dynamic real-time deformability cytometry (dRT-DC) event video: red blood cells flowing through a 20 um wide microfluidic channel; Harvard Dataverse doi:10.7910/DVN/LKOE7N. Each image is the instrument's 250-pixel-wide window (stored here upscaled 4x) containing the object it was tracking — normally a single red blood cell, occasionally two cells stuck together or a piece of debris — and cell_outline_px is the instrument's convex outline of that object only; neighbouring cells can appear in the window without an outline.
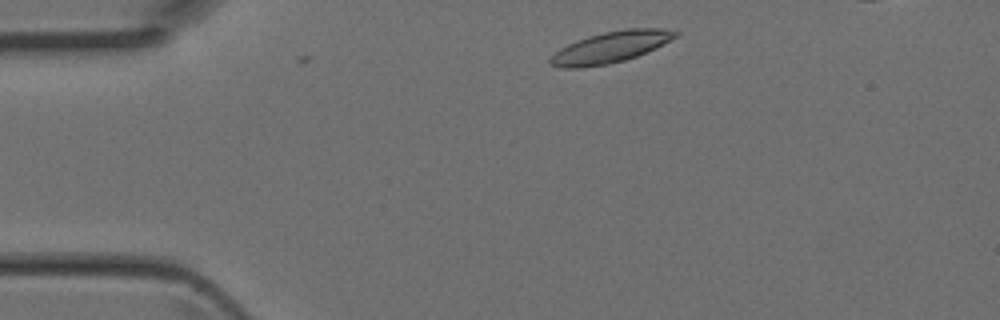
{"species": "Egyptian fruit bat (a non-hibernating species)", "species_latin": "Rousettus aegyptiacus", "temperature_condition": "room temperature", "stored_images_in_passage": 2, "camera_frame_rate_fps": 3000, "um_per_image_px": 0.085, "animal": {"sex": "female"}, "frame": {"image": 1, "passage_image": 2, "time_ms": 0.333, "image_size_px": [1000, 320], "cell_outline_px": [[680, 36], [636, 56], [624, 60], [608, 64], [580, 68], [560, 68], [548, 64], [548, 60], [560, 48], [576, 40], [588, 36], [604, 32], [624, 28], [660, 28], [680, 32]], "centroid_in_image_um": [51.88, 4.0], "position_along_channel_um": 33.1, "area_um2": 22.77}}